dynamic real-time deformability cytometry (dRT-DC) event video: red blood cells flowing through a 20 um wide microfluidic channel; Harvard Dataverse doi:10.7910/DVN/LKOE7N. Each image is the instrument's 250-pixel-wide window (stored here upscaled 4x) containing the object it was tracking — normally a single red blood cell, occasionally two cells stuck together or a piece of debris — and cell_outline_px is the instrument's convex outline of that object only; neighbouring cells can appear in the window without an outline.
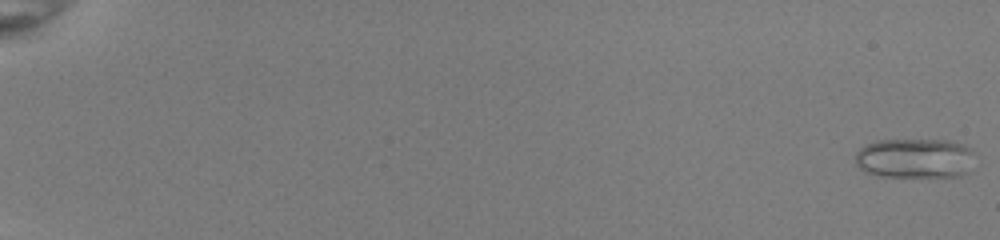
{"species": "common noctule bat (a hibernating species)", "species_latin": "Nyctalus noctula", "temperature_condition": "room temperature", "stored_images_in_passage": 51, "camera_frame_rate_fps": 3000, "um_per_image_px": 0.085, "animal": {"sex": "female", "body_mass_g": 22.0, "forearm_length_mm": 56.7}, "frame": {"image": 1, "passage_image": 1, "time_ms": 0.0, "image_size_px": [1000, 240], "cell_outline_px": [[976, 152], [968, 172], [960, 176], [880, 176], [864, 172], [856, 164], [856, 152], [864, 144], [876, 140], [948, 140], [964, 144], [972, 148]], "centroid_in_image_um": [77.78, 13.44], "position_along_channel_um": 7.2, "area_um2": 28.09}}
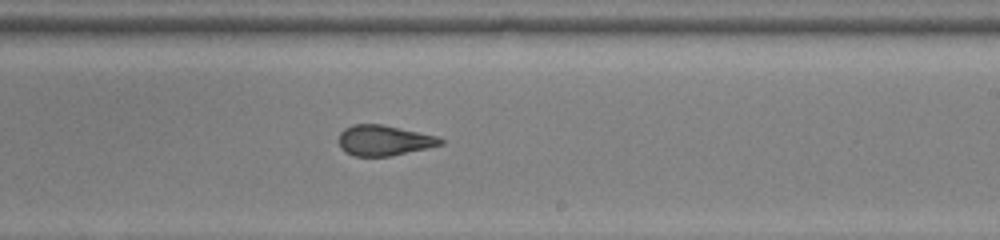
{"frame": {"image": 2, "passage_image": 35, "time_ms": 11.333, "image_size_px": [1000, 240], "cell_outline_px": [[444, 144], [392, 156], [356, 156], [340, 148], [340, 132], [344, 128], [352, 124], [380, 124], [436, 136], [444, 140]], "centroid_in_image_um": [32.64, 11.93], "position_along_channel_um": 256.4, "area_um2": 17.8}}
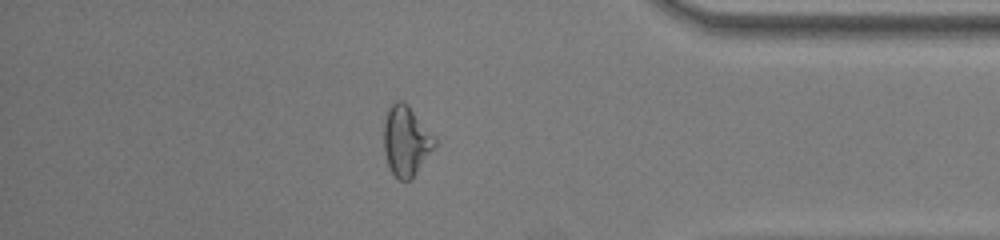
{"frame": {"image": 3, "passage_image": 47, "time_ms": 15.333, "image_size_px": [1000, 240], "cell_outline_px": [[436, 144], [412, 180], [400, 180], [392, 172], [388, 164], [384, 152], [384, 120], [388, 108], [396, 100], [404, 100], [408, 104], [436, 136]], "centroid_in_image_um": [34.53, 11.94], "position_along_channel_um": 400.7, "area_um2": 20.98}}